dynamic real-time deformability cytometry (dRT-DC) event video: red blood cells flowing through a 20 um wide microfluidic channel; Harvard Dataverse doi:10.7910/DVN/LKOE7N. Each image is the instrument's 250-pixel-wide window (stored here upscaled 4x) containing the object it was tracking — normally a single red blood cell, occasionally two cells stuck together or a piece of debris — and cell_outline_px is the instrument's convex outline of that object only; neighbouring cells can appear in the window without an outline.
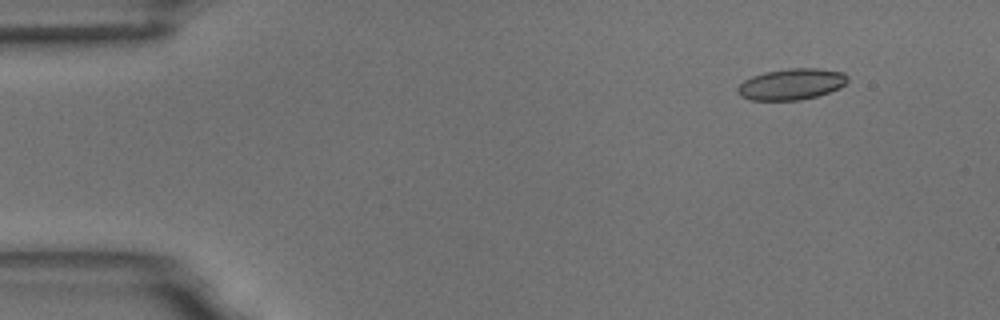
{"species": "common noctule bat (a hibernating species)", "species_latin": "Nyctalus noctula", "temperature_condition": "room temperature", "stored_images_in_passage": 3, "camera_frame_rate_fps": 3000, "um_per_image_px": 0.085, "animal": {"sex": "male", "body_mass_g": 18.8}, "frame": {"image": 1, "passage_image": 1, "time_ms": 0.0, "image_size_px": [1000, 320], "cell_outline_px": [[848, 80], [840, 88], [816, 96], [800, 100], [752, 100], [740, 96], [736, 92], [736, 88], [744, 80], [752, 76], [764, 72], [788, 68], [816, 68], [844, 72], [848, 76]], "centroid_in_image_um": [67.25, 7.15], "position_along_channel_um": 17.7, "area_um2": 20.06}}
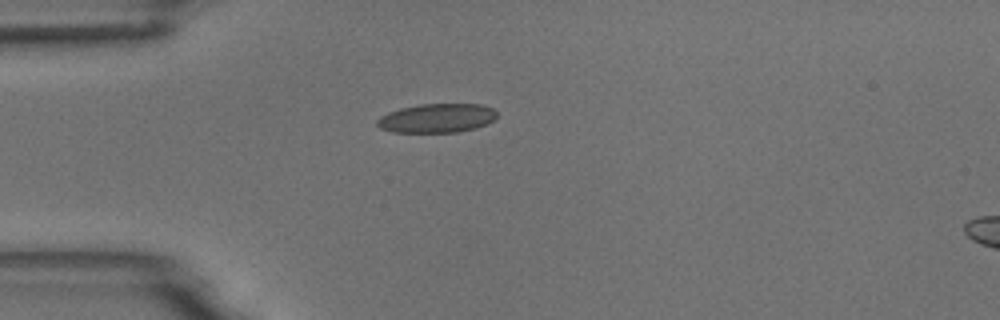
{"frame": {"image": 2, "passage_image": 3, "time_ms": 3.0, "image_size_px": [1000, 320], "cell_outline_px": [[496, 116], [488, 124], [476, 128], [456, 132], [392, 132], [380, 128], [376, 124], [376, 120], [380, 116], [388, 112], [400, 108], [420, 104], [480, 104], [492, 108], [496, 112]], "centroid_in_image_um": [37.11, 10.04], "position_along_channel_um": 47.9, "area_um2": 20.29}}